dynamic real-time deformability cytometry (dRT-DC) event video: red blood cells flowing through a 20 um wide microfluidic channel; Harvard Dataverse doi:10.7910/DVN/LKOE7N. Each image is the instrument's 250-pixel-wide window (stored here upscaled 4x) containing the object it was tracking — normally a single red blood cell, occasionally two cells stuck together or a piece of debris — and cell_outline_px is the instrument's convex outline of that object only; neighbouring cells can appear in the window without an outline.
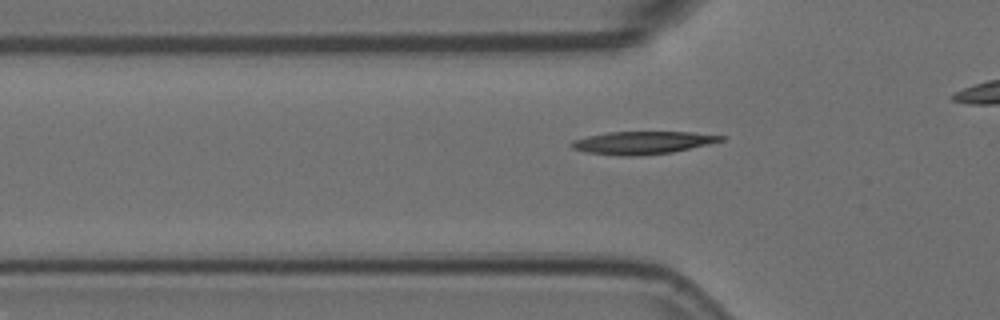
{"species": "Egyptian fruit bat (a non-hibernating species)", "species_latin": "Rousettus aegyptiacus", "temperature_condition": "room temperature", "stored_images_in_passage": 32, "camera_frame_rate_fps": 3000, "um_per_image_px": 0.085, "animal": {"sex": "female"}, "frame": {"image": 1, "passage_image": 7, "time_ms": 2.0, "image_size_px": [1000, 320], "cell_outline_px": [[724, 140], [708, 144], [672, 152], [640, 156], [620, 156], [584, 152], [572, 148], [568, 144], [572, 140], [588, 136], [608, 132], [692, 132], [724, 136]], "centroid_in_image_um": [54.55, 12.13], "position_along_channel_um": 71.2, "area_um2": 19.83}}
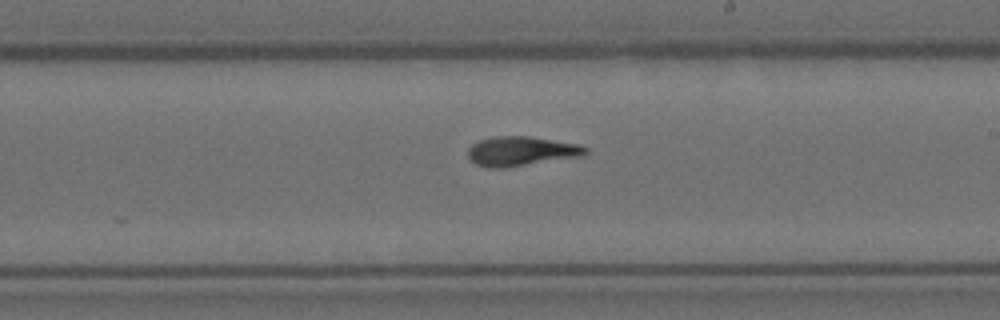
{"frame": {"image": 2, "passage_image": 21, "time_ms": 6.667, "image_size_px": [1000, 320], "cell_outline_px": [[588, 152], [584, 156], [504, 168], [488, 168], [476, 164], [468, 156], [468, 148], [472, 144], [480, 140], [496, 136], [528, 136], [576, 144], [588, 148]], "centroid_in_image_um": [44.3, 12.86], "position_along_channel_um": 244.7, "area_um2": 20.11}}
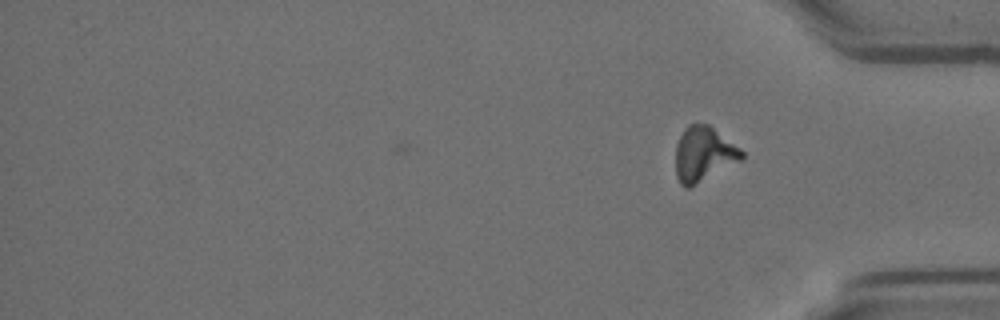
{"frame": {"image": 3, "passage_image": 32, "time_ms": 10.333, "image_size_px": [1000, 320], "cell_outline_px": [[744, 156], [740, 160], [688, 188], [684, 188], [680, 184], [676, 176], [676, 144], [684, 128], [688, 124], [708, 124], [740, 148], [744, 152]], "centroid_in_image_um": [59.78, 13.09], "position_along_channel_um": 375.4, "area_um2": 20.75}, "authors_computed_cell_mechanics": {"area_um2": 19.4497, "velocity_mm_per_s": 3.7023, "shape_relaxation_time_tau1_ms": 7.6487, "shape_relaxation_time_tau2_ms": 2.7076, "deformation_change_tau1": 0.2282, "deformation_change_tau2": 0.0963}}